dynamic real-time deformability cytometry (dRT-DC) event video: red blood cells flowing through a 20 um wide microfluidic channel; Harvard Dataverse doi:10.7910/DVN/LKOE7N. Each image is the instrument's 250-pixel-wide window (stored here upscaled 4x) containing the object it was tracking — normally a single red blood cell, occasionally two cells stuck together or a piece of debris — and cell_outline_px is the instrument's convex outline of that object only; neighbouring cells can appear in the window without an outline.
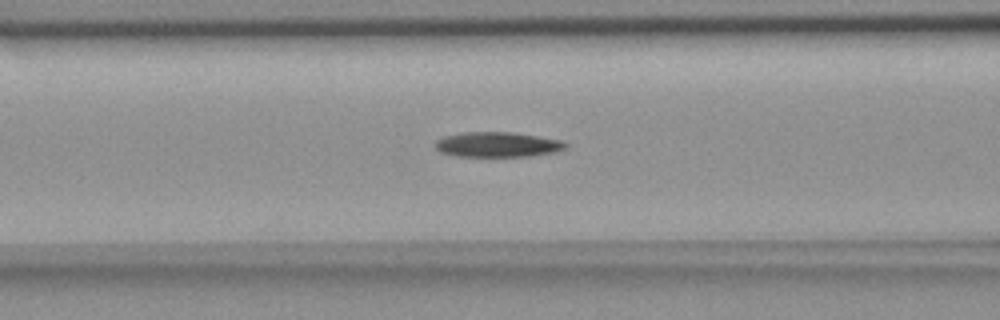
{"species": "common noctule bat (a hibernating species)", "species_latin": "Nyctalus noctula", "temperature_condition": "room temperature", "stored_images_in_passage": 36, "camera_frame_rate_fps": 3000, "um_per_image_px": 0.085, "animal": {"sex": "female", "body_mass_g": 18.4}, "frame": {"image": 1, "passage_image": 13, "time_ms": 4.0, "image_size_px": [1000, 320], "cell_outline_px": [[568, 144], [564, 148], [556, 152], [528, 156], [456, 156], [440, 152], [436, 148], [436, 140], [444, 136], [464, 132], [512, 132], [560, 140]], "centroid_in_image_um": [42.26, 12.28], "position_along_channel_um": 124.3, "area_um2": 18.84}}
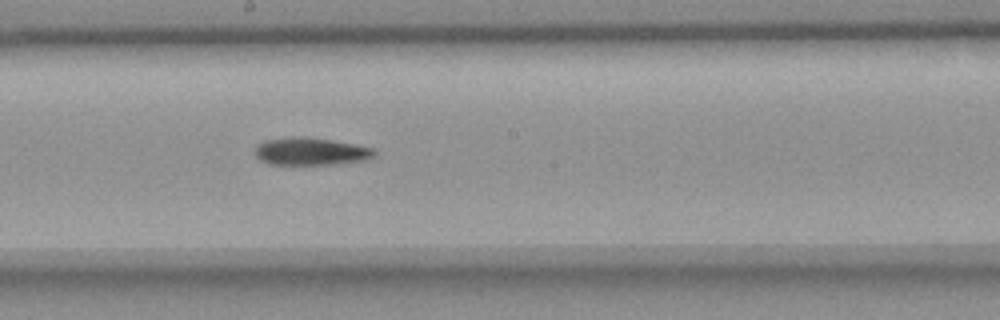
{"frame": {"image": 2, "passage_image": 21, "time_ms": 6.667, "image_size_px": [1000, 320], "cell_outline_px": [[376, 152], [372, 156], [364, 160], [332, 164], [268, 164], [260, 160], [256, 156], [256, 148], [264, 140], [332, 140], [356, 144], [372, 148]], "centroid_in_image_um": [26.46, 12.93], "position_along_channel_um": 221.7, "area_um2": 17.86}}
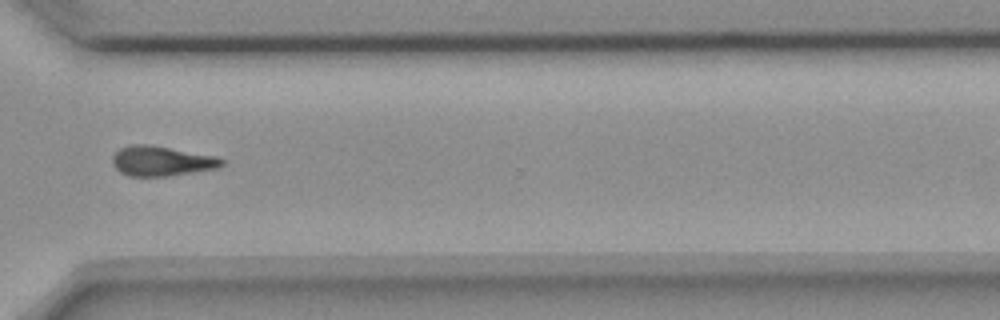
{"frame": {"image": 3, "passage_image": 32, "time_ms": 10.333, "image_size_px": [1000, 320], "cell_outline_px": [[224, 164], [220, 168], [168, 176], [128, 176], [120, 172], [112, 164], [112, 156], [120, 148], [128, 144], [148, 144], [216, 156], [224, 160]], "centroid_in_image_um": [13.72, 13.69], "position_along_channel_um": 356.9, "area_um2": 19.19}}